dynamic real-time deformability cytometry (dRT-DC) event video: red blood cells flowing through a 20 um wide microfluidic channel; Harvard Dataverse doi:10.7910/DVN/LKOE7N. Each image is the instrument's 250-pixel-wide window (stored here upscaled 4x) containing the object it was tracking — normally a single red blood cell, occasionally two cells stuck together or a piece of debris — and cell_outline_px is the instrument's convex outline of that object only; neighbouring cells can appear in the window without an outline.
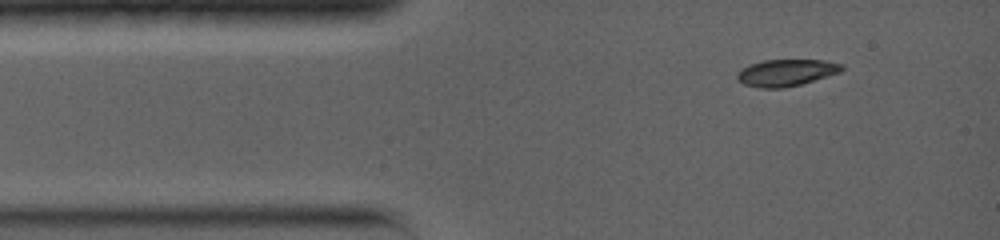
{"species": "common noctule bat (a hibernating species)", "species_latin": "Nyctalus noctula", "temperature_condition": "warm", "stored_images_in_passage": 9, "camera_frame_rate_fps": 5000, "um_per_image_px": 0.085, "animal": {"sex": "female", "body_mass_g": 19.0, "forearm_length_mm": 56.7}, "frame": {"image": 1, "passage_image": 1, "time_ms": 0.0, "image_size_px": [1000, 240], "cell_outline_px": [[844, 68], [840, 72], [828, 76], [800, 84], [784, 88], [760, 88], [744, 84], [736, 80], [736, 72], [748, 64], [764, 60], [824, 60], [844, 64]], "centroid_in_image_um": [66.79, 6.17], "position_along_channel_um": 18.2, "area_um2": 16.47}}
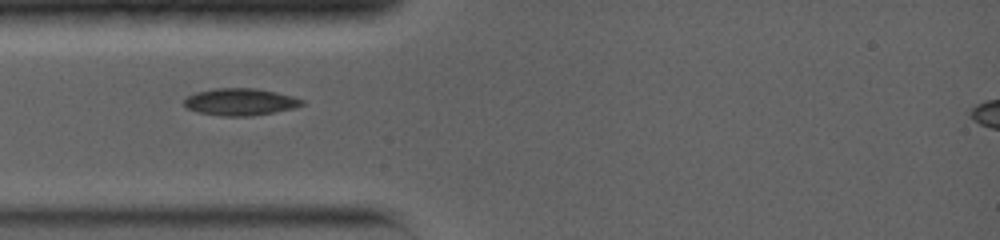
{"frame": {"image": 2, "passage_image": 6, "time_ms": 2.2, "image_size_px": [1000, 240], "cell_outline_px": [[304, 104], [296, 108], [252, 116], [220, 116], [196, 112], [188, 108], [184, 104], [184, 100], [188, 96], [196, 92], [216, 88], [256, 88], [276, 92], [292, 96], [304, 100]], "centroid_in_image_um": [20.43, 8.66], "position_along_channel_um": 64.6, "area_um2": 18.67}}
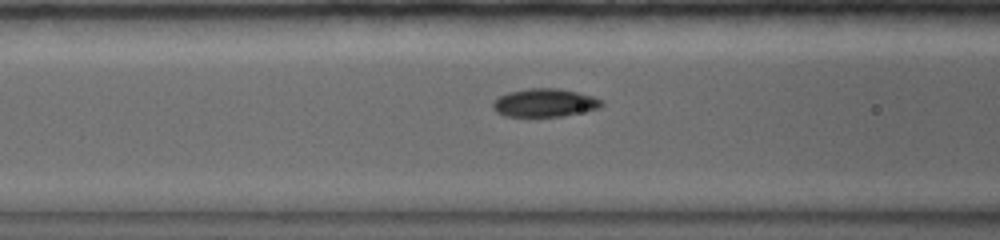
{"frame": {"image": 3, "passage_image": 9, "time_ms": 3.6, "image_size_px": [1000, 240], "cell_outline_px": [[604, 104], [600, 108], [584, 112], [564, 116], [504, 116], [496, 112], [492, 108], [492, 104], [500, 96], [508, 92], [528, 88], [556, 88], [576, 92], [592, 96], [604, 100]], "centroid_in_image_um": [46.32, 8.74], "position_along_channel_um": 120.3, "area_um2": 17.92}}